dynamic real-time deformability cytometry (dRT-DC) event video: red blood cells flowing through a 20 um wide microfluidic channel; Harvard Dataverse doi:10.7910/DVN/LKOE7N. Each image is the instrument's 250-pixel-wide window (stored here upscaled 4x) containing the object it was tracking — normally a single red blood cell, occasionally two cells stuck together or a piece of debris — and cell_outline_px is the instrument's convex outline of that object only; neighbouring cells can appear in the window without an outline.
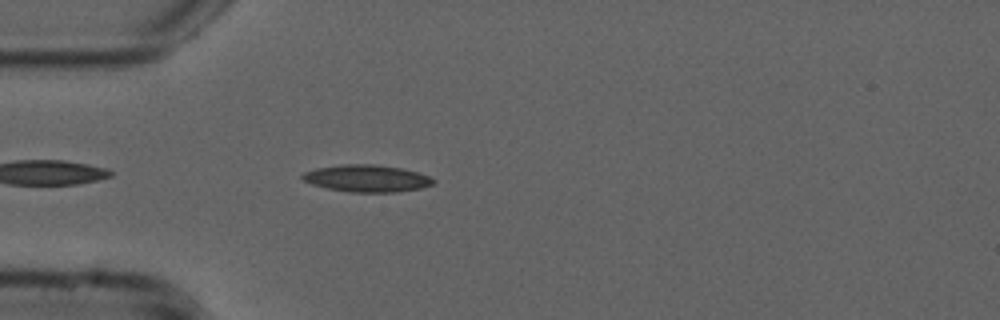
{"species": "common noctule bat (a hibernating species)", "species_latin": "Nyctalus noctula", "temperature_condition": "cold", "stored_images_in_passage": 37, "camera_frame_rate_fps": 3000, "um_per_image_px": 0.085, "animal": {"sex": "male", "forearm_length_mm": 52.5}, "frame": {"image": 1, "passage_image": 3, "time_ms": 0.667, "image_size_px": [1000, 320], "cell_outline_px": [[436, 184], [420, 188], [396, 192], [352, 192], [328, 188], [312, 184], [304, 180], [300, 176], [304, 172], [316, 168], [344, 164], [372, 164], [400, 168], [416, 172], [428, 176], [436, 180]], "centroid_in_image_um": [31.19, 15.16], "position_along_channel_um": 53.8, "area_um2": 20.46}}
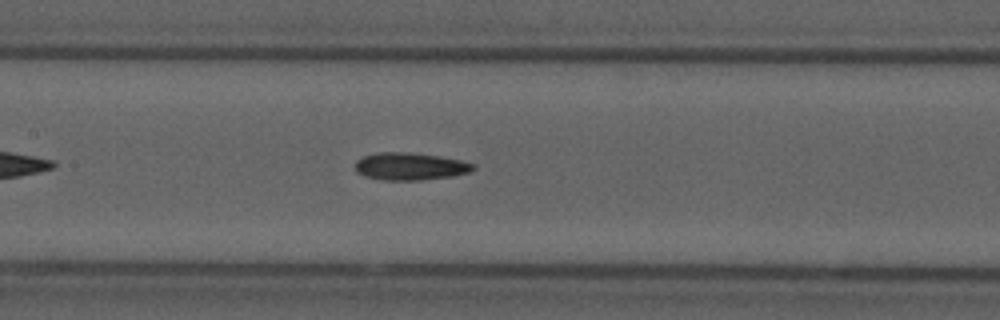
{"frame": {"image": 2, "passage_image": 13, "time_ms": 4.0, "image_size_px": [1000, 320], "cell_outline_px": [[476, 168], [468, 172], [452, 176], [420, 180], [380, 180], [364, 176], [356, 172], [356, 160], [364, 156], [380, 152], [404, 152], [440, 156], [460, 160], [476, 164]], "centroid_in_image_um": [34.85, 14.15], "position_along_channel_um": 172.5, "area_um2": 18.84}}
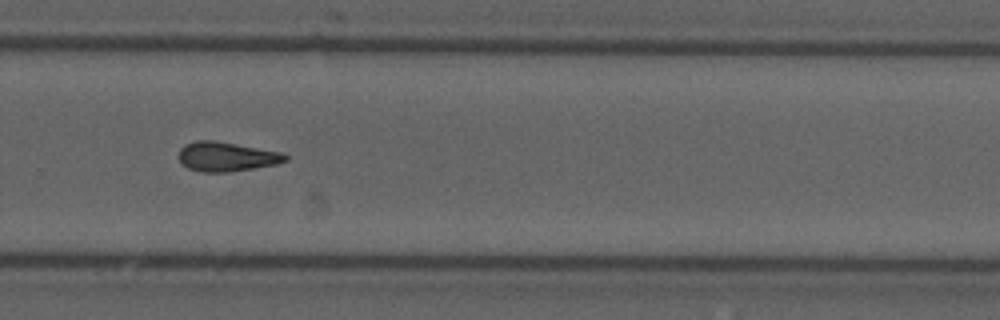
{"frame": {"image": 3, "passage_image": 24, "time_ms": 7.667, "image_size_px": [1000, 320], "cell_outline_px": [[288, 160], [276, 164], [228, 172], [200, 172], [188, 168], [180, 164], [180, 148], [184, 144], [196, 140], [212, 140], [236, 144], [280, 152], [288, 156]], "centroid_in_image_um": [19.21, 13.32], "position_along_channel_um": 310.6, "area_um2": 18.15}, "authors_computed_cell_mechanics": {"area_um2": 18.0336, "velocity_mm_per_s": 3.7767, "shape_relaxation_time_tau1_ms": 10.8222, "shape_relaxation_time_tau2_ms": null, "deformation_change_tau1": 0.2016, "deformation_change_tau2": null}}